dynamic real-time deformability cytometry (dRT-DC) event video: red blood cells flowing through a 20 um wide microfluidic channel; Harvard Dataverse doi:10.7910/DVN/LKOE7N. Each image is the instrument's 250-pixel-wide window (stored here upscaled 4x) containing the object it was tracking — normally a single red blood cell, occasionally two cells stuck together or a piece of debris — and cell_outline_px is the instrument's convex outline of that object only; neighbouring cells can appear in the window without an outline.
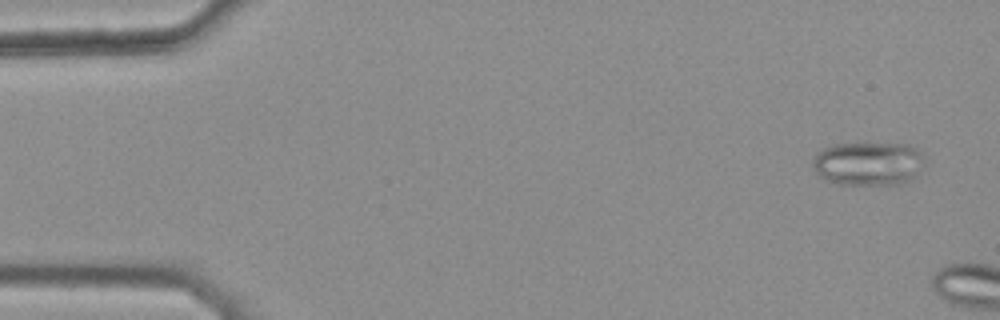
{"species": "common noctule bat (a hibernating species)", "species_latin": "Nyctalus noctula", "temperature_condition": "warm", "stored_images_in_passage": 7, "camera_frame_rate_fps": 3000, "um_per_image_px": 0.085, "animal": {"sex": "female", "body_mass_g": 25.1}, "frame": {"image": 1, "passage_image": 3, "time_ms": 0.667, "image_size_px": [1000, 320], "cell_outline_px": [[924, 164], [916, 176], [912, 180], [904, 184], [840, 184], [828, 180], [820, 176], [812, 168], [812, 160], [824, 148], [832, 144], [856, 140], [868, 140], [908, 144], [916, 148], [920, 152], [924, 160]], "centroid_in_image_um": [73.83, 13.83], "position_along_channel_um": 11.2, "area_um2": 29.71}}